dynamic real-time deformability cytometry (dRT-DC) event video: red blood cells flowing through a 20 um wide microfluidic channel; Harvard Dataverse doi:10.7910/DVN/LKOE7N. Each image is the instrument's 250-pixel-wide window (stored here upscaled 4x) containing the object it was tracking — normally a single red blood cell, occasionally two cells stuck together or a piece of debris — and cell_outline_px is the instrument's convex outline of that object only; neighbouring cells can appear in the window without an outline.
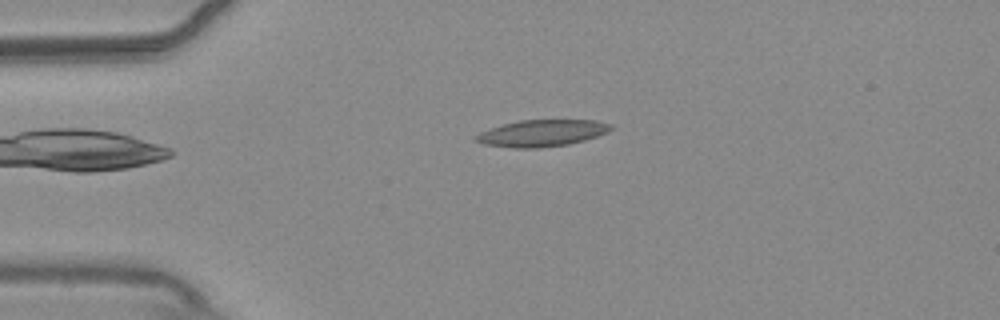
{"species": "common noctule bat (a hibernating species)", "species_latin": "Nyctalus noctula", "temperature_condition": "warm", "stored_images_in_passage": 43, "camera_frame_rate_fps": 3000, "um_per_image_px": 0.085, "animal": {"sex": "male", "body_mass_g": 20.4}, "frame": {"image": 1, "passage_image": 1, "time_ms": 0.0, "image_size_px": [1000, 320], "cell_outline_px": [[612, 128], [608, 132], [584, 140], [568, 144], [540, 148], [516, 148], [484, 144], [472, 140], [472, 136], [480, 132], [504, 124], [520, 120], [596, 120], [612, 124]], "centroid_in_image_um": [46.04, 11.32], "position_along_channel_um": 39.0, "area_um2": 20.98}}
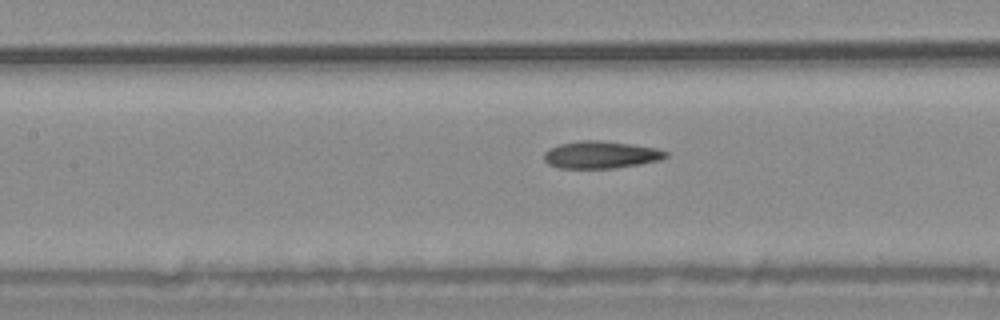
{"frame": {"image": 2, "passage_image": 13, "time_ms": 4.0, "image_size_px": [1000, 320], "cell_outline_px": [[668, 156], [660, 160], [640, 164], [616, 168], [560, 168], [548, 164], [544, 160], [544, 152], [548, 148], [560, 144], [584, 140], [600, 140], [632, 144], [656, 148], [668, 152]], "centroid_in_image_um": [51.07, 13.15], "position_along_channel_um": 156.3, "area_um2": 19.42}}
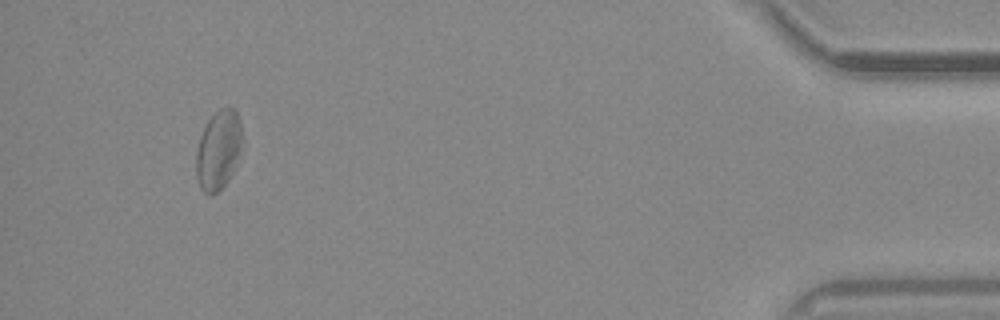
{"frame": {"image": 3, "passage_image": 40, "time_ms": 13.0, "image_size_px": [1000, 320], "cell_outline_px": [[244, 144], [236, 168], [228, 180], [212, 196], [208, 196], [200, 188], [196, 176], [196, 152], [200, 136], [208, 120], [220, 108], [232, 108], [236, 112], [240, 120], [244, 140]], "centroid_in_image_um": [18.6, 12.77], "position_along_channel_um": 416.6, "area_um2": 21.73}, "authors_computed_cell_mechanics": {"area_um2": 20.1144, "velocity_mm_per_s": 3.6603, "shape_relaxation_time_tau1_ms": 11.1704, "shape_relaxation_time_tau2_ms": 3.0674, "deformation_change_tau1": 0.2142, "deformation_change_tau2": 0.1118}}